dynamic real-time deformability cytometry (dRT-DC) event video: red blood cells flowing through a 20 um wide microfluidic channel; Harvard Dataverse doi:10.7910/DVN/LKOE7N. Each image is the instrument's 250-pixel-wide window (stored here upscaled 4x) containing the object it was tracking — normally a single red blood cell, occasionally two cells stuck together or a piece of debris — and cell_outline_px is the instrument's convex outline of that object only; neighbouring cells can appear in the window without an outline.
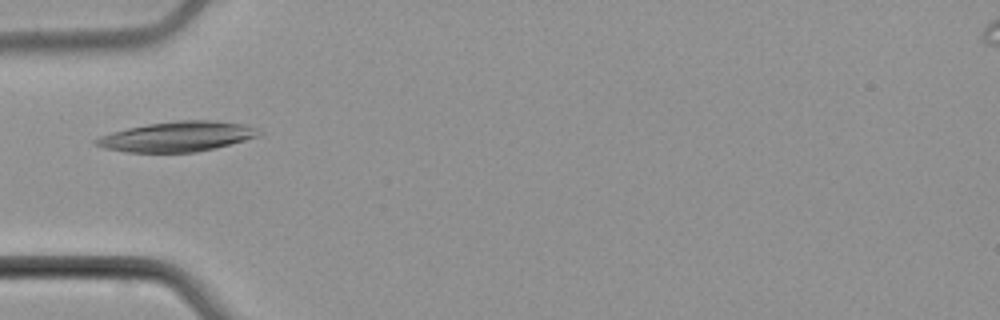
{"species": "common noctule bat (a hibernating species)", "species_latin": "Nyctalus noctula", "temperature_condition": "cold", "stored_images_in_passage": 3, "camera_frame_rate_fps": 3000, "um_per_image_px": 0.085, "animal": {"sex": "male", "body_mass_g": 21.5, "forearm_length_mm": 52.0}, "frame": {"image": 1, "passage_image": 1, "time_ms": 0.0, "image_size_px": [1000, 320], "cell_outline_px": [[260, 136], [216, 148], [196, 152], [128, 152], [104, 148], [92, 144], [92, 140], [100, 136], [112, 132], [128, 128], [148, 124], [176, 120], [212, 120], [244, 124], [256, 128], [260, 132]], "centroid_in_image_um": [15.05, 11.61], "position_along_channel_um": 70.0, "area_um2": 28.55}}
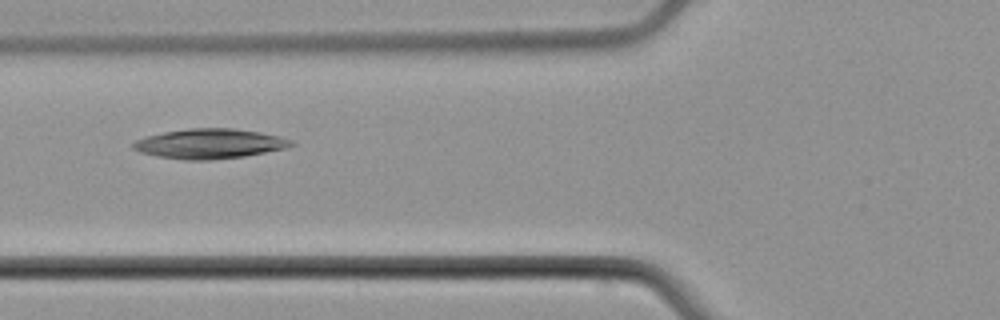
{"frame": {"image": 2, "passage_image": 2, "time_ms": 1.0, "image_size_px": [1000, 320], "cell_outline_px": [[296, 144], [288, 148], [244, 156], [212, 160], [184, 160], [156, 156], [140, 152], [132, 148], [132, 144], [136, 140], [144, 136], [164, 132], [188, 128], [232, 128], [260, 132], [280, 136], [292, 140]], "centroid_in_image_um": [17.82, 12.21], "position_along_channel_um": 108.0, "area_um2": 27.69}}
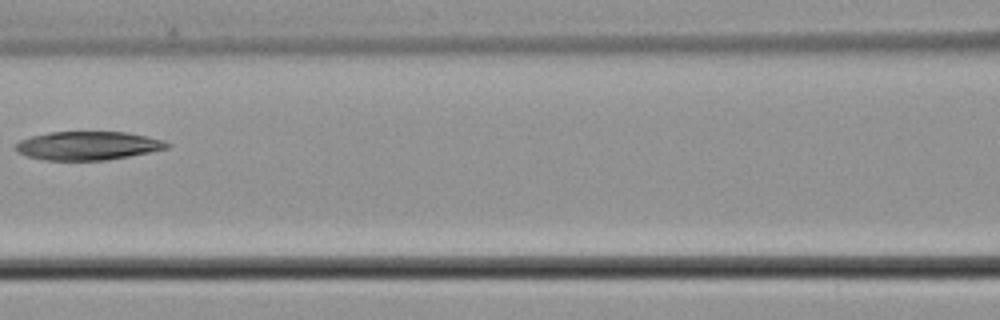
{"frame": {"image": 3, "passage_image": 3, "time_ms": 2.333, "image_size_px": [1000, 320], "cell_outline_px": [[172, 144], [168, 148], [108, 160], [44, 160], [28, 156], [16, 152], [16, 144], [20, 140], [32, 136], [48, 132], [124, 132], [164, 140]], "centroid_in_image_um": [7.46, 12.38], "position_along_channel_um": 159.1, "area_um2": 25.03}}